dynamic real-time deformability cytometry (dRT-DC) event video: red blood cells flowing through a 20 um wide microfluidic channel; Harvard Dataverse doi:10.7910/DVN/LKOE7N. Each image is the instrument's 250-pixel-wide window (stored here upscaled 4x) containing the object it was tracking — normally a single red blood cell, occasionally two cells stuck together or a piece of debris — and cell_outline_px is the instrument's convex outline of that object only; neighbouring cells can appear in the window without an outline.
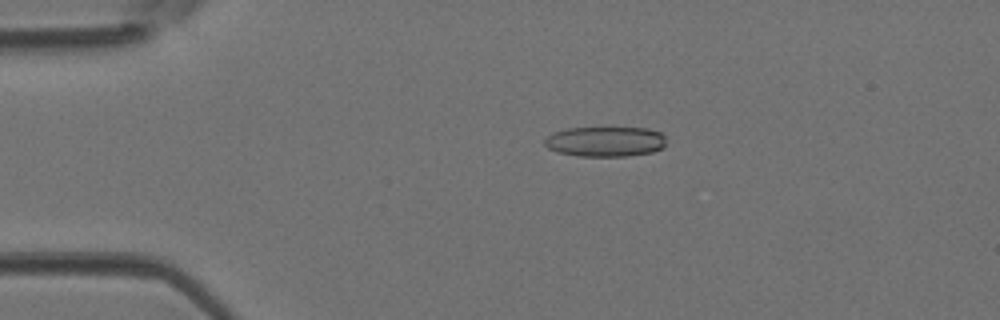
{"species": "Egyptian fruit bat (a non-hibernating species)", "species_latin": "Rousettus aegyptiacus", "temperature_condition": "room temperature", "stored_images_in_passage": 46, "camera_frame_rate_fps": 3000, "um_per_image_px": 0.085, "animal": {"sex": "female"}, "frame": {"image": 1, "passage_image": 10, "time_ms": 3.0, "image_size_px": [1000, 320], "cell_outline_px": [[664, 148], [652, 152], [628, 156], [580, 156], [556, 152], [548, 148], [544, 144], [544, 140], [552, 132], [568, 128], [648, 128], [660, 132], [664, 136]], "centroid_in_image_um": [51.44, 12.03], "position_along_channel_um": 33.6, "area_um2": 21.39}}
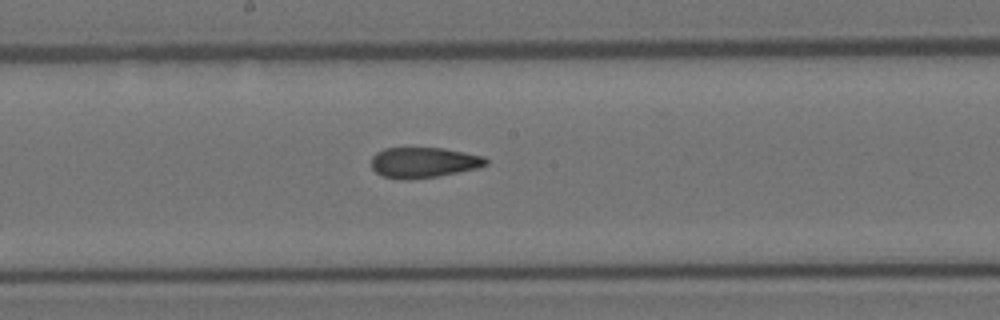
{"frame": {"image": 2, "passage_image": 25, "time_ms": 8.0, "image_size_px": [1000, 320], "cell_outline_px": [[488, 164], [476, 168], [436, 176], [408, 180], [404, 180], [380, 176], [372, 168], [372, 156], [376, 152], [384, 148], [444, 148], [484, 156], [488, 160]], "centroid_in_image_um": [35.97, 13.81], "position_along_channel_um": 212.2, "area_um2": 20.35}}
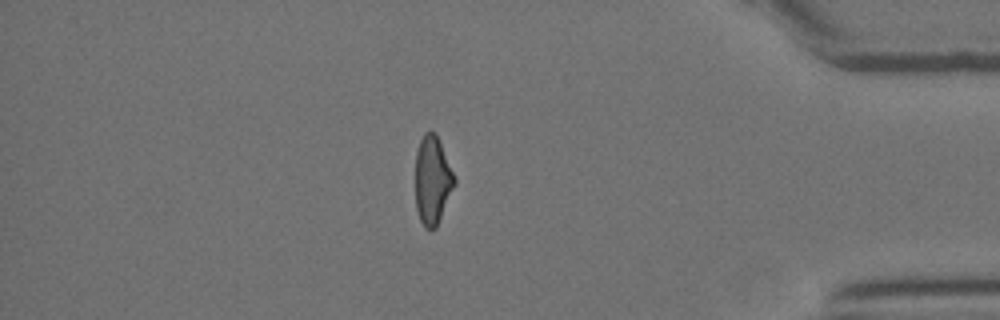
{"frame": {"image": 3, "passage_image": 40, "time_ms": 13.0, "image_size_px": [1000, 320], "cell_outline_px": [[456, 184], [436, 228], [424, 228], [420, 220], [416, 208], [416, 152], [420, 140], [424, 132], [432, 132], [436, 136], [440, 144], [456, 180]], "centroid_in_image_um": [36.75, 15.36], "position_along_channel_um": 398.4, "area_um2": 19.77}}